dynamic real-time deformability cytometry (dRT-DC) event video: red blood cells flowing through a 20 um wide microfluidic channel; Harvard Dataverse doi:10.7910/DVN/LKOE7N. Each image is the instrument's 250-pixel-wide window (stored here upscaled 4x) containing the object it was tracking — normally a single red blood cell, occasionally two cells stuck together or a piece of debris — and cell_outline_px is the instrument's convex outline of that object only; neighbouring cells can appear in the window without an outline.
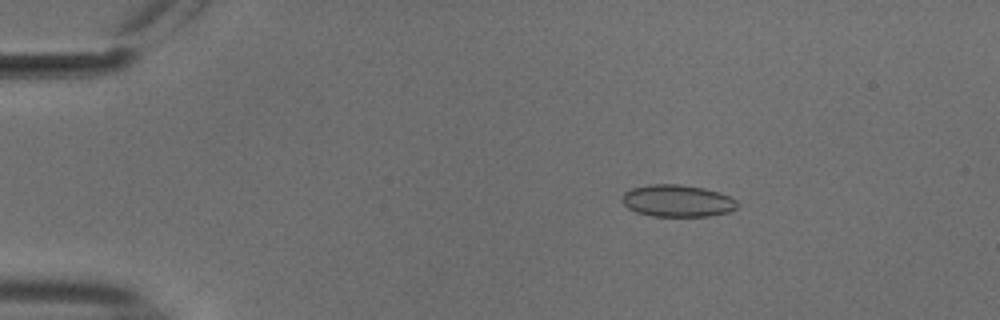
{"species": "common noctule bat (a hibernating species)", "species_latin": "Nyctalus noctula", "temperature_condition": "cold", "stored_images_in_passage": 55, "camera_frame_rate_fps": 3000, "um_per_image_px": 0.085, "animal": {"sex": "male", "body_mass_g": 18.8}, "frame": {"image": 1, "passage_image": 10, "time_ms": 3.0, "image_size_px": [1000, 320], "cell_outline_px": [[736, 208], [728, 212], [708, 216], [652, 216], [636, 212], [628, 208], [620, 200], [624, 192], [632, 188], [648, 184], [680, 184], [704, 188], [720, 192], [736, 200]], "centroid_in_image_um": [57.54, 17.06], "position_along_channel_um": 27.5, "area_um2": 21.56}}
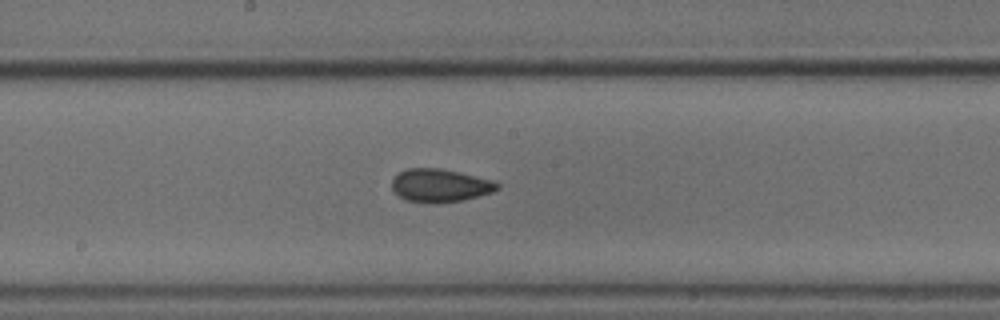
{"frame": {"image": 2, "passage_image": 30, "time_ms": 9.667, "image_size_px": [1000, 320], "cell_outline_px": [[500, 188], [492, 192], [464, 200], [440, 204], [436, 204], [408, 200], [400, 196], [392, 188], [392, 180], [400, 172], [408, 168], [440, 168], [492, 180], [500, 184]], "centroid_in_image_um": [37.43, 15.78], "position_along_channel_um": 210.8, "area_um2": 20.23}}
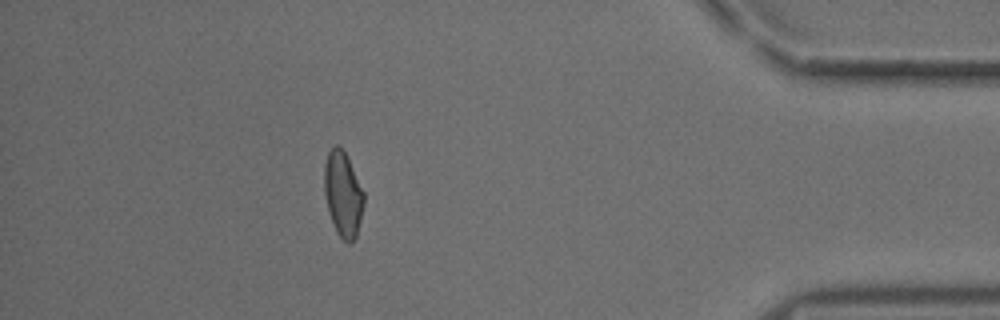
{"frame": {"image": 3, "passage_image": 49, "time_ms": 16.0, "image_size_px": [1000, 320], "cell_outline_px": [[364, 204], [356, 236], [348, 244], [336, 232], [328, 212], [324, 192], [324, 164], [328, 152], [336, 144], [344, 152], [364, 192]], "centroid_in_image_um": [29.13, 16.52], "position_along_channel_um": 406.1, "area_um2": 19.36}, "authors_computed_cell_mechanics": {"area_um2": 20.23, "velocity_mm_per_s": 3.7517, "shape_relaxation_time_tau1_ms": 10.3417, "shape_relaxation_time_tau2_ms": 1.8636, "deformation_change_tau1": 0.1303, "deformation_change_tau2": 0.0633}}